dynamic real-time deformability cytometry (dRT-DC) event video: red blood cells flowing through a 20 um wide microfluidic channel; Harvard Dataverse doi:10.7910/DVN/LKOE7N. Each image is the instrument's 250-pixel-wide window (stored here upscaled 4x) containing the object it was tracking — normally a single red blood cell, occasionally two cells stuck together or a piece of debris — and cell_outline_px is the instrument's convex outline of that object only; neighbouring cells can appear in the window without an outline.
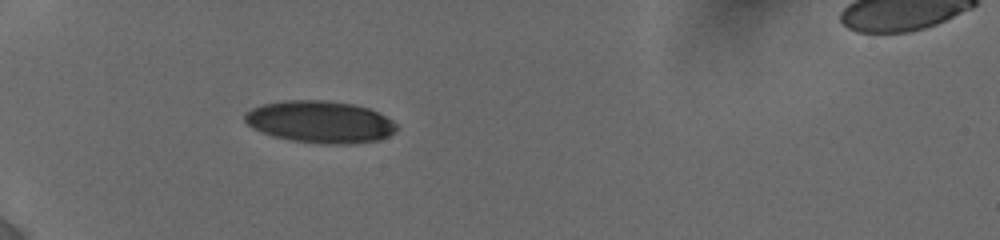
{"species": "human", "species_latin": "Homo sapiens", "temperature_condition": "cold", "stored_images_in_passage": 5, "camera_frame_rate_fps": 3000, "um_per_image_px": 0.085, "donor": {"sex": "female"}, "frame": {"image": 1, "passage_image": 1, "time_ms": 0.0, "image_size_px": [1000, 240], "cell_outline_px": [[400, 128], [396, 132], [380, 140], [348, 144], [324, 144], [292, 140], [272, 136], [260, 132], [252, 128], [244, 120], [244, 112], [252, 108], [264, 104], [284, 100], [324, 100], [352, 104], [368, 108], [392, 120]], "centroid_in_image_um": [27.2, 10.36], "position_along_channel_um": 57.8, "area_um2": 37.34}}
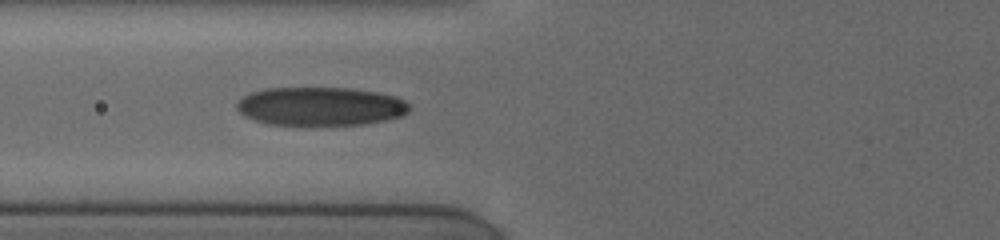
{"frame": {"image": 2, "passage_image": 5, "time_ms": 1.667, "image_size_px": [1000, 240], "cell_outline_px": [[408, 112], [400, 116], [384, 120], [364, 124], [308, 128], [268, 124], [244, 116], [236, 108], [236, 104], [244, 96], [252, 92], [268, 88], [348, 88], [376, 92], [396, 96], [404, 100], [408, 104]], "centroid_in_image_um": [27.21, 9.08], "position_along_channel_um": 98.6, "area_um2": 39.65}}